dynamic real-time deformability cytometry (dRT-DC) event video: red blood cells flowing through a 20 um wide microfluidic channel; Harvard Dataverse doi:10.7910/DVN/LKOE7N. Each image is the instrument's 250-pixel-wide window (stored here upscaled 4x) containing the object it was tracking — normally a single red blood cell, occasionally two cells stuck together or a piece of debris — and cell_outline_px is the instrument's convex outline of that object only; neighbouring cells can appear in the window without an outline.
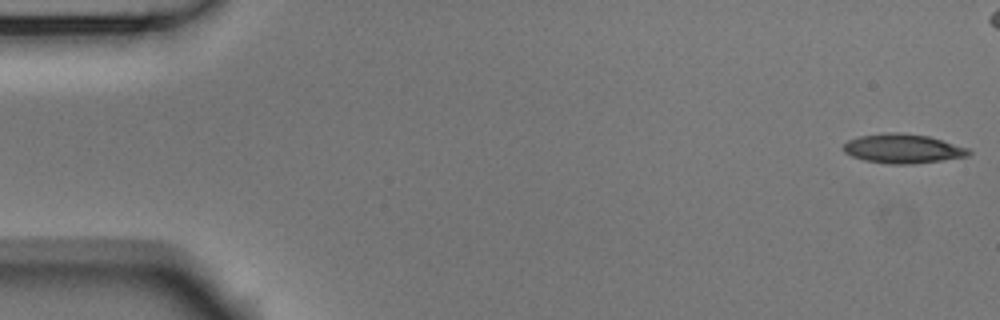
{"species": "Egyptian fruit bat (a non-hibernating species)", "species_latin": "Rousettus aegyptiacus", "temperature_condition": "room temperature", "stored_images_in_passage": 47, "camera_frame_rate_fps": 3000, "um_per_image_px": 0.085, "animal": {"sex": "male"}, "frame": {"image": 1, "passage_image": 1, "time_ms": 0.0, "image_size_px": [1000, 320], "cell_outline_px": [[972, 152], [968, 156], [940, 160], [908, 164], [888, 164], [864, 160], [852, 156], [844, 152], [840, 148], [848, 140], [860, 136], [884, 132], [900, 132], [928, 136], [968, 148]], "centroid_in_image_um": [76.69, 12.62], "position_along_channel_um": 8.3, "area_um2": 21.33}}
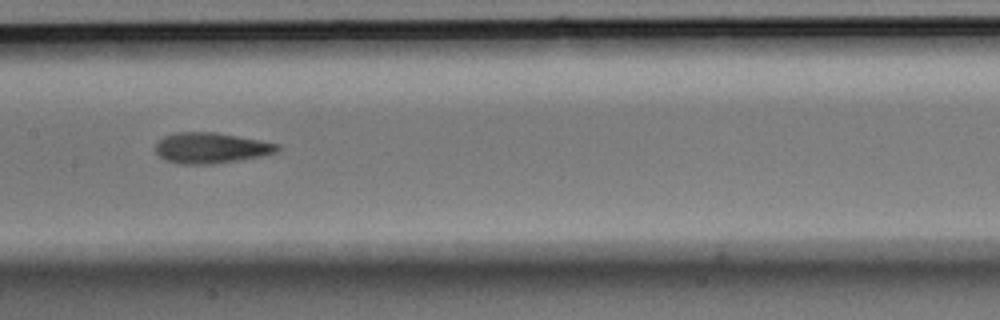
{"frame": {"image": 2, "passage_image": 26, "time_ms": 8.333, "image_size_px": [1000, 320], "cell_outline_px": [[280, 148], [276, 152], [260, 156], [240, 160], [212, 164], [180, 164], [164, 160], [156, 152], [156, 140], [164, 136], [176, 132], [216, 132], [260, 140], [280, 144]], "centroid_in_image_um": [17.91, 12.57], "position_along_channel_um": 189.5, "area_um2": 21.91}}
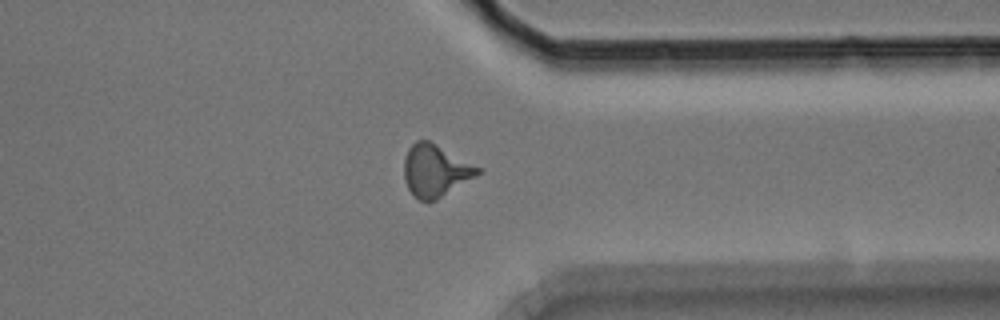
{"frame": {"image": 3, "passage_image": 41, "time_ms": 13.333, "image_size_px": [1000, 320], "cell_outline_px": [[484, 172], [436, 200], [420, 200], [412, 196], [404, 180], [404, 160], [408, 148], [416, 140], [428, 140], [484, 168]], "centroid_in_image_um": [37.05, 14.5], "position_along_channel_um": 374.4, "area_um2": 22.72}}